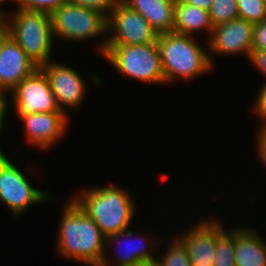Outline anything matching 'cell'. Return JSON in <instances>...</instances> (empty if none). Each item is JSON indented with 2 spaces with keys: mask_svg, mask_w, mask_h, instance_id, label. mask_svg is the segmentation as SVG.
Instances as JSON below:
<instances>
[{
  "mask_svg": "<svg viewBox=\"0 0 266 266\" xmlns=\"http://www.w3.org/2000/svg\"><path fill=\"white\" fill-rule=\"evenodd\" d=\"M67 202L57 235L60 256L90 266H112L104 253L106 236L72 198Z\"/></svg>",
  "mask_w": 266,
  "mask_h": 266,
  "instance_id": "cell-1",
  "label": "cell"
},
{
  "mask_svg": "<svg viewBox=\"0 0 266 266\" xmlns=\"http://www.w3.org/2000/svg\"><path fill=\"white\" fill-rule=\"evenodd\" d=\"M81 194L72 199L106 237L128 229L136 210L130 193L112 184L84 189Z\"/></svg>",
  "mask_w": 266,
  "mask_h": 266,
  "instance_id": "cell-2",
  "label": "cell"
},
{
  "mask_svg": "<svg viewBox=\"0 0 266 266\" xmlns=\"http://www.w3.org/2000/svg\"><path fill=\"white\" fill-rule=\"evenodd\" d=\"M194 40L190 35L175 32L159 34L156 43L165 83L172 82L176 78L183 80L196 78L214 68L210 51L207 52Z\"/></svg>",
  "mask_w": 266,
  "mask_h": 266,
  "instance_id": "cell-3",
  "label": "cell"
},
{
  "mask_svg": "<svg viewBox=\"0 0 266 266\" xmlns=\"http://www.w3.org/2000/svg\"><path fill=\"white\" fill-rule=\"evenodd\" d=\"M15 11L4 15L7 34L38 67L47 64L51 61L54 40L51 14L17 8Z\"/></svg>",
  "mask_w": 266,
  "mask_h": 266,
  "instance_id": "cell-4",
  "label": "cell"
},
{
  "mask_svg": "<svg viewBox=\"0 0 266 266\" xmlns=\"http://www.w3.org/2000/svg\"><path fill=\"white\" fill-rule=\"evenodd\" d=\"M118 72L144 83L165 84L157 43L106 45L103 55Z\"/></svg>",
  "mask_w": 266,
  "mask_h": 266,
  "instance_id": "cell-5",
  "label": "cell"
},
{
  "mask_svg": "<svg viewBox=\"0 0 266 266\" xmlns=\"http://www.w3.org/2000/svg\"><path fill=\"white\" fill-rule=\"evenodd\" d=\"M109 35L98 46L103 56L106 45H143L155 43L159 34L150 23L137 11L117 0L107 17ZM113 31V32H112Z\"/></svg>",
  "mask_w": 266,
  "mask_h": 266,
  "instance_id": "cell-6",
  "label": "cell"
},
{
  "mask_svg": "<svg viewBox=\"0 0 266 266\" xmlns=\"http://www.w3.org/2000/svg\"><path fill=\"white\" fill-rule=\"evenodd\" d=\"M53 36L70 41H86L106 34L107 16L66 2L51 14Z\"/></svg>",
  "mask_w": 266,
  "mask_h": 266,
  "instance_id": "cell-7",
  "label": "cell"
},
{
  "mask_svg": "<svg viewBox=\"0 0 266 266\" xmlns=\"http://www.w3.org/2000/svg\"><path fill=\"white\" fill-rule=\"evenodd\" d=\"M49 197L47 191L34 188L4 153L0 154V201L10 208L15 217L32 205L46 202Z\"/></svg>",
  "mask_w": 266,
  "mask_h": 266,
  "instance_id": "cell-8",
  "label": "cell"
},
{
  "mask_svg": "<svg viewBox=\"0 0 266 266\" xmlns=\"http://www.w3.org/2000/svg\"><path fill=\"white\" fill-rule=\"evenodd\" d=\"M10 94L17 115L61 111L50 82L40 67L23 79Z\"/></svg>",
  "mask_w": 266,
  "mask_h": 266,
  "instance_id": "cell-9",
  "label": "cell"
},
{
  "mask_svg": "<svg viewBox=\"0 0 266 266\" xmlns=\"http://www.w3.org/2000/svg\"><path fill=\"white\" fill-rule=\"evenodd\" d=\"M40 68L46 74L57 105L63 113H67L66 106L74 109L82 104L87 87L76 69L54 61H49Z\"/></svg>",
  "mask_w": 266,
  "mask_h": 266,
  "instance_id": "cell-10",
  "label": "cell"
},
{
  "mask_svg": "<svg viewBox=\"0 0 266 266\" xmlns=\"http://www.w3.org/2000/svg\"><path fill=\"white\" fill-rule=\"evenodd\" d=\"M254 24L245 19L236 18L230 22L213 27L207 37V47L214 54L233 55L243 53L249 57L252 51Z\"/></svg>",
  "mask_w": 266,
  "mask_h": 266,
  "instance_id": "cell-11",
  "label": "cell"
},
{
  "mask_svg": "<svg viewBox=\"0 0 266 266\" xmlns=\"http://www.w3.org/2000/svg\"><path fill=\"white\" fill-rule=\"evenodd\" d=\"M39 67L6 34L0 41V94L10 93Z\"/></svg>",
  "mask_w": 266,
  "mask_h": 266,
  "instance_id": "cell-12",
  "label": "cell"
},
{
  "mask_svg": "<svg viewBox=\"0 0 266 266\" xmlns=\"http://www.w3.org/2000/svg\"><path fill=\"white\" fill-rule=\"evenodd\" d=\"M23 121L26 138L33 146L48 149L67 131L69 118L62 111L18 115Z\"/></svg>",
  "mask_w": 266,
  "mask_h": 266,
  "instance_id": "cell-13",
  "label": "cell"
},
{
  "mask_svg": "<svg viewBox=\"0 0 266 266\" xmlns=\"http://www.w3.org/2000/svg\"><path fill=\"white\" fill-rule=\"evenodd\" d=\"M179 237L188 252L192 266H213L215 252V219L193 225Z\"/></svg>",
  "mask_w": 266,
  "mask_h": 266,
  "instance_id": "cell-14",
  "label": "cell"
},
{
  "mask_svg": "<svg viewBox=\"0 0 266 266\" xmlns=\"http://www.w3.org/2000/svg\"><path fill=\"white\" fill-rule=\"evenodd\" d=\"M139 12L158 34L173 32L176 0H120Z\"/></svg>",
  "mask_w": 266,
  "mask_h": 266,
  "instance_id": "cell-15",
  "label": "cell"
},
{
  "mask_svg": "<svg viewBox=\"0 0 266 266\" xmlns=\"http://www.w3.org/2000/svg\"><path fill=\"white\" fill-rule=\"evenodd\" d=\"M250 228H234L236 266H266V243Z\"/></svg>",
  "mask_w": 266,
  "mask_h": 266,
  "instance_id": "cell-16",
  "label": "cell"
},
{
  "mask_svg": "<svg viewBox=\"0 0 266 266\" xmlns=\"http://www.w3.org/2000/svg\"><path fill=\"white\" fill-rule=\"evenodd\" d=\"M133 235V232L129 229L123 231V232H119V233H115L112 235H109L106 237V243L109 245L111 243V245L114 242L117 243H121L124 239L125 242H127V245H129L128 249L123 250L122 253H120L118 251V255L117 259H119L117 262L115 261L116 264H114L115 266H144V265H153L156 261L155 255L153 254V252H151L153 249H151L150 243L148 245L147 240L144 241V238H140L139 236L134 237L135 239L137 238L139 240V242L136 244ZM123 238V239H122ZM136 239V240H137ZM122 240V241H121ZM133 241V244H132ZM130 243V244H129ZM147 243V244H146ZM117 244V245H119ZM132 246V247H131ZM126 247V246H125ZM115 248L117 249L118 246H115ZM120 249V248H119ZM124 253V254H123Z\"/></svg>",
  "mask_w": 266,
  "mask_h": 266,
  "instance_id": "cell-17",
  "label": "cell"
},
{
  "mask_svg": "<svg viewBox=\"0 0 266 266\" xmlns=\"http://www.w3.org/2000/svg\"><path fill=\"white\" fill-rule=\"evenodd\" d=\"M212 30L209 11L176 0L173 32L193 36L198 31H204L210 37Z\"/></svg>",
  "mask_w": 266,
  "mask_h": 266,
  "instance_id": "cell-18",
  "label": "cell"
},
{
  "mask_svg": "<svg viewBox=\"0 0 266 266\" xmlns=\"http://www.w3.org/2000/svg\"><path fill=\"white\" fill-rule=\"evenodd\" d=\"M215 219V252L213 266H236L234 252V229L225 230Z\"/></svg>",
  "mask_w": 266,
  "mask_h": 266,
  "instance_id": "cell-19",
  "label": "cell"
},
{
  "mask_svg": "<svg viewBox=\"0 0 266 266\" xmlns=\"http://www.w3.org/2000/svg\"><path fill=\"white\" fill-rule=\"evenodd\" d=\"M168 248L156 258L155 266H192L186 247L178 237L173 239Z\"/></svg>",
  "mask_w": 266,
  "mask_h": 266,
  "instance_id": "cell-20",
  "label": "cell"
},
{
  "mask_svg": "<svg viewBox=\"0 0 266 266\" xmlns=\"http://www.w3.org/2000/svg\"><path fill=\"white\" fill-rule=\"evenodd\" d=\"M209 15L213 27L238 18L236 0H213Z\"/></svg>",
  "mask_w": 266,
  "mask_h": 266,
  "instance_id": "cell-21",
  "label": "cell"
},
{
  "mask_svg": "<svg viewBox=\"0 0 266 266\" xmlns=\"http://www.w3.org/2000/svg\"><path fill=\"white\" fill-rule=\"evenodd\" d=\"M238 18L257 24L266 20V4L262 0H236Z\"/></svg>",
  "mask_w": 266,
  "mask_h": 266,
  "instance_id": "cell-22",
  "label": "cell"
},
{
  "mask_svg": "<svg viewBox=\"0 0 266 266\" xmlns=\"http://www.w3.org/2000/svg\"><path fill=\"white\" fill-rule=\"evenodd\" d=\"M67 0H16L17 9L52 14Z\"/></svg>",
  "mask_w": 266,
  "mask_h": 266,
  "instance_id": "cell-23",
  "label": "cell"
},
{
  "mask_svg": "<svg viewBox=\"0 0 266 266\" xmlns=\"http://www.w3.org/2000/svg\"><path fill=\"white\" fill-rule=\"evenodd\" d=\"M117 0H67L68 3L76 4L85 8L97 10L107 17Z\"/></svg>",
  "mask_w": 266,
  "mask_h": 266,
  "instance_id": "cell-24",
  "label": "cell"
},
{
  "mask_svg": "<svg viewBox=\"0 0 266 266\" xmlns=\"http://www.w3.org/2000/svg\"><path fill=\"white\" fill-rule=\"evenodd\" d=\"M266 50V20L254 24L252 51Z\"/></svg>",
  "mask_w": 266,
  "mask_h": 266,
  "instance_id": "cell-25",
  "label": "cell"
},
{
  "mask_svg": "<svg viewBox=\"0 0 266 266\" xmlns=\"http://www.w3.org/2000/svg\"><path fill=\"white\" fill-rule=\"evenodd\" d=\"M259 94L256 97V102L253 106V111L258 116L262 117L260 130H266V83L261 87V90L258 92Z\"/></svg>",
  "mask_w": 266,
  "mask_h": 266,
  "instance_id": "cell-26",
  "label": "cell"
},
{
  "mask_svg": "<svg viewBox=\"0 0 266 266\" xmlns=\"http://www.w3.org/2000/svg\"><path fill=\"white\" fill-rule=\"evenodd\" d=\"M248 58L256 69L266 76V50L251 51Z\"/></svg>",
  "mask_w": 266,
  "mask_h": 266,
  "instance_id": "cell-27",
  "label": "cell"
},
{
  "mask_svg": "<svg viewBox=\"0 0 266 266\" xmlns=\"http://www.w3.org/2000/svg\"><path fill=\"white\" fill-rule=\"evenodd\" d=\"M257 154L264 166L266 167V130H260L257 132Z\"/></svg>",
  "mask_w": 266,
  "mask_h": 266,
  "instance_id": "cell-28",
  "label": "cell"
},
{
  "mask_svg": "<svg viewBox=\"0 0 266 266\" xmlns=\"http://www.w3.org/2000/svg\"><path fill=\"white\" fill-rule=\"evenodd\" d=\"M6 95L0 94V133H1V129L3 128L4 125V120H5V116L7 115V105L8 102L5 98ZM0 154H2V151L0 149Z\"/></svg>",
  "mask_w": 266,
  "mask_h": 266,
  "instance_id": "cell-29",
  "label": "cell"
},
{
  "mask_svg": "<svg viewBox=\"0 0 266 266\" xmlns=\"http://www.w3.org/2000/svg\"><path fill=\"white\" fill-rule=\"evenodd\" d=\"M189 5L196 6L202 10L209 11L213 0H181Z\"/></svg>",
  "mask_w": 266,
  "mask_h": 266,
  "instance_id": "cell-30",
  "label": "cell"
},
{
  "mask_svg": "<svg viewBox=\"0 0 266 266\" xmlns=\"http://www.w3.org/2000/svg\"><path fill=\"white\" fill-rule=\"evenodd\" d=\"M7 34V28L4 17L0 20V41Z\"/></svg>",
  "mask_w": 266,
  "mask_h": 266,
  "instance_id": "cell-31",
  "label": "cell"
},
{
  "mask_svg": "<svg viewBox=\"0 0 266 266\" xmlns=\"http://www.w3.org/2000/svg\"><path fill=\"white\" fill-rule=\"evenodd\" d=\"M3 4L1 1H0V5ZM0 12L3 14V15H6V13L0 9Z\"/></svg>",
  "mask_w": 266,
  "mask_h": 266,
  "instance_id": "cell-32",
  "label": "cell"
},
{
  "mask_svg": "<svg viewBox=\"0 0 266 266\" xmlns=\"http://www.w3.org/2000/svg\"><path fill=\"white\" fill-rule=\"evenodd\" d=\"M4 17V15L0 12V20Z\"/></svg>",
  "mask_w": 266,
  "mask_h": 266,
  "instance_id": "cell-33",
  "label": "cell"
}]
</instances>
